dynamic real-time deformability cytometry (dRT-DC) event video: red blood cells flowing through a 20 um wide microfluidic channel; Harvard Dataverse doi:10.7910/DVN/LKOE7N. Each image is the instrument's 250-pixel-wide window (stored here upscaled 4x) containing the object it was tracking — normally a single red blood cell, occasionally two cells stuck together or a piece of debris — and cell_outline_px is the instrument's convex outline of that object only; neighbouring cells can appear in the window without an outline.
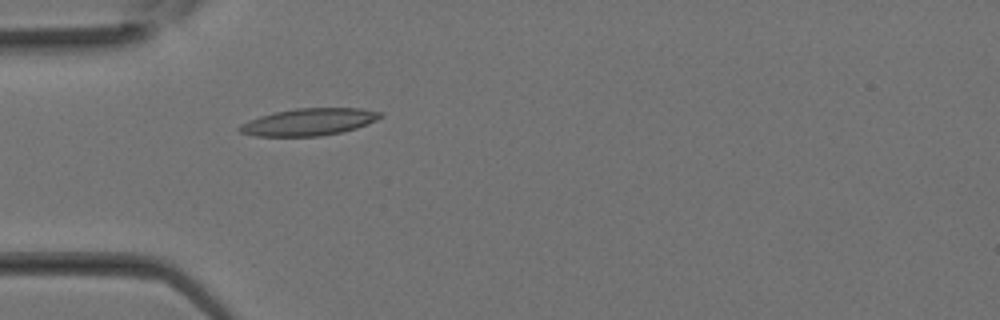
{"species": "Egyptian fruit bat (a non-hibernating species)", "species_latin": "Rousettus aegyptiacus", "temperature_condition": "room temperature", "stored_images_in_passage": 3, "camera_frame_rate_fps": 3000, "um_per_image_px": 0.085, "animal": {"sex": "female"}, "frame": {"image": 1, "passage_image": 1, "time_ms": 0.0, "image_size_px": [1000, 320], "cell_outline_px": [[384, 116], [376, 120], [356, 128], [340, 132], [320, 136], [256, 136], [240, 132], [236, 128], [240, 124], [260, 116], [276, 112], [296, 108], [360, 108], [384, 112]], "centroid_in_image_um": [26.27, 10.36], "position_along_channel_um": 58.7, "area_um2": 22.2}}
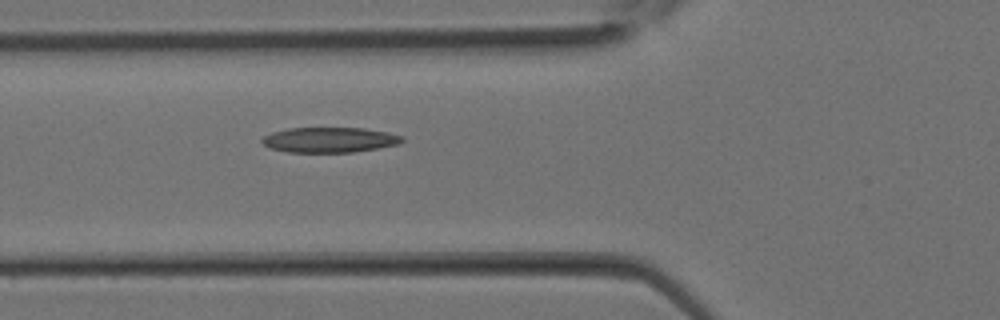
{"frame": {"image": 2, "passage_image": 3, "time_ms": 0.667, "image_size_px": [1000, 320], "cell_outline_px": [[404, 140], [396, 144], [376, 148], [352, 152], [288, 152], [268, 148], [260, 140], [264, 136], [272, 132], [288, 128], [364, 128], [388, 132], [404, 136]], "centroid_in_image_um": [27.98, 11.88], "position_along_channel_um": 97.8, "area_um2": 20.52}}